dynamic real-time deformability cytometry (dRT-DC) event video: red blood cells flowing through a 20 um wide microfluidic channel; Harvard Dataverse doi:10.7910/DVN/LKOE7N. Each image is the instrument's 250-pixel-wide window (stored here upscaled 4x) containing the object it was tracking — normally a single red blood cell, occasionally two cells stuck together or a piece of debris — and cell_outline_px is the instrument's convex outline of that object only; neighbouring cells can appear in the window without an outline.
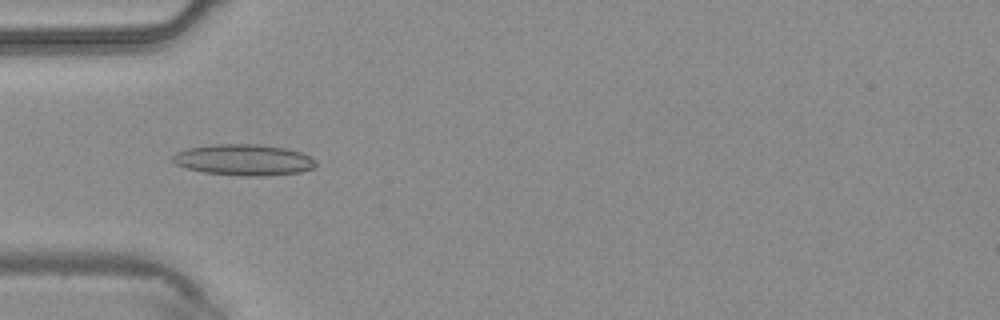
{"species": "common noctule bat (a hibernating species)", "species_latin": "Nyctalus noctula", "temperature_condition": "warm", "stored_images_in_passage": 40, "camera_frame_rate_fps": 3000, "um_per_image_px": 0.085, "animal": {"sex": "male", "body_mass_g": 20.4}, "frame": {"image": 1, "passage_image": 12, "time_ms": 3.667, "image_size_px": [1000, 320], "cell_outline_px": [[316, 168], [300, 172], [260, 176], [248, 176], [204, 172], [188, 168], [176, 164], [172, 160], [172, 156], [176, 152], [188, 148], [212, 144], [260, 144], [288, 148], [300, 152], [316, 160]], "centroid_in_image_um": [20.75, 13.58], "position_along_channel_um": 64.3, "area_um2": 25.95}}
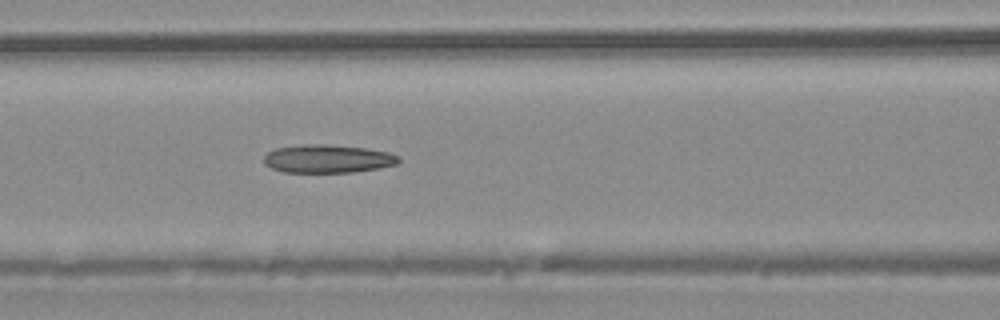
{"frame": {"image": 2, "passage_image": 17, "time_ms": 5.333, "image_size_px": [1000, 320], "cell_outline_px": [[400, 160], [396, 164], [380, 168], [352, 172], [284, 172], [272, 168], [264, 164], [264, 156], [268, 152], [276, 148], [308, 144], [320, 144], [364, 148], [388, 152], [400, 156]], "centroid_in_image_um": [27.86, 13.5], "position_along_channel_um": 138.7, "area_um2": 21.96}}
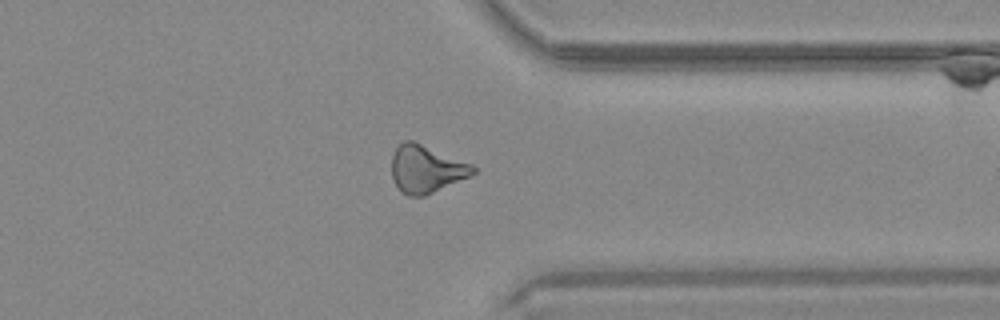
{"frame": {"image": 3, "passage_image": 33, "time_ms": 10.667, "image_size_px": [1000, 320], "cell_outline_px": [[476, 172], [468, 176], [424, 196], [408, 196], [400, 192], [392, 176], [392, 156], [396, 148], [404, 140], [412, 140], [472, 164], [476, 168]], "centroid_in_image_um": [36.2, 14.36], "position_along_channel_um": 375.2, "area_um2": 22.2}}